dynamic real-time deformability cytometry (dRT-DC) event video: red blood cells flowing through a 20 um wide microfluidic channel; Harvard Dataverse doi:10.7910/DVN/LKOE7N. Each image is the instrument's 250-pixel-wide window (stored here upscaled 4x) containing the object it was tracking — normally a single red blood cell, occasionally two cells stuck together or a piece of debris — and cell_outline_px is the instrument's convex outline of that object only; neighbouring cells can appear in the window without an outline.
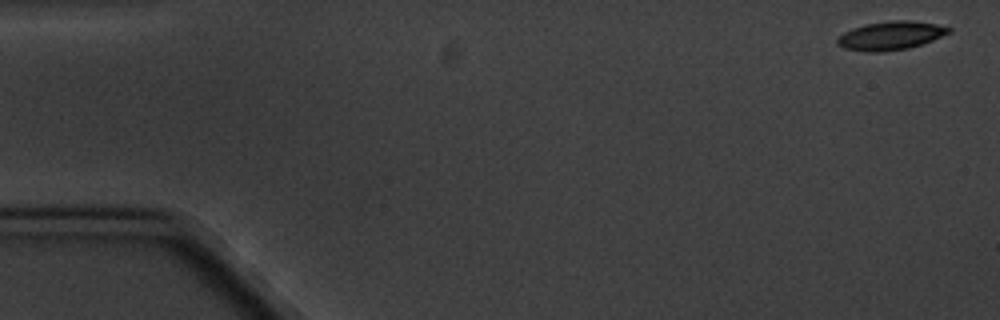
{"species": "common noctule bat (a hibernating species)", "species_latin": "Nyctalus noctula", "temperature_condition": "cold", "stored_images_in_passage": 10, "camera_frame_rate_fps": 3000, "um_per_image_px": 0.085, "animal": {"sex": "male", "body_mass_g": 20.1, "forearm_length_mm": 53.5}, "frame": {"image": 1, "passage_image": 1, "time_ms": 0.0, "image_size_px": [1000, 320], "cell_outline_px": [[952, 32], [932, 40], [908, 48], [884, 52], [868, 52], [844, 48], [836, 44], [836, 40], [844, 32], [868, 24], [892, 20], [908, 20], [936, 24], [952, 28]], "centroid_in_image_um": [75.73, 3.03], "position_along_channel_um": 9.3, "area_um2": 18.32}}
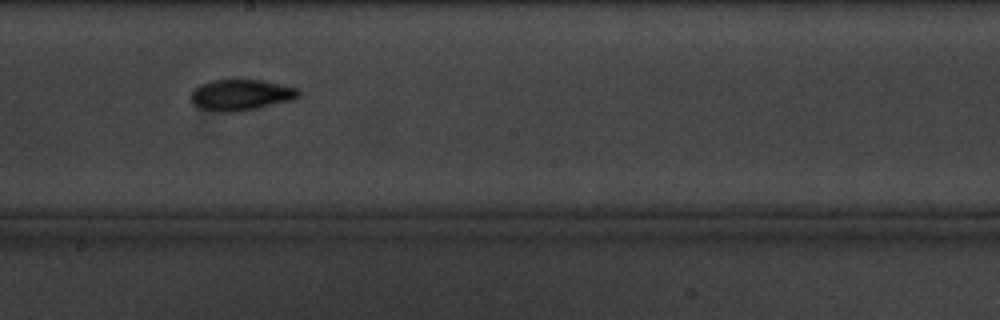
{"frame": {"image": 2, "passage_image": 9, "time_ms": 10.333, "image_size_px": [1000, 320], "cell_outline_px": [[300, 96], [296, 100], [260, 108], [240, 112], [216, 112], [196, 108], [192, 104], [192, 92], [200, 84], [212, 80], [264, 80], [300, 88]], "centroid_in_image_um": [20.54, 8.09], "position_along_channel_um": 227.7, "area_um2": 20.06}}
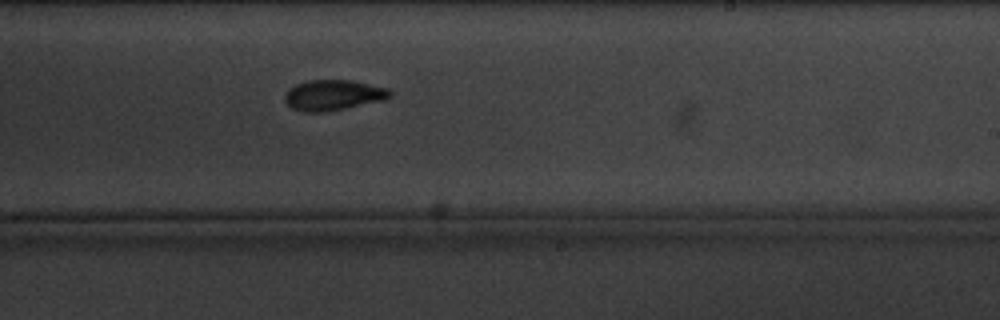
{"frame": {"image": 3, "passage_image": 10, "time_ms": 11.333, "image_size_px": [1000, 320], "cell_outline_px": [[392, 96], [384, 100], [324, 112], [300, 112], [292, 108], [284, 100], [284, 96], [296, 84], [308, 80], [352, 80], [388, 88], [392, 92]], "centroid_in_image_um": [28.34, 8.08], "position_along_channel_um": 260.7, "area_um2": 18.61}}